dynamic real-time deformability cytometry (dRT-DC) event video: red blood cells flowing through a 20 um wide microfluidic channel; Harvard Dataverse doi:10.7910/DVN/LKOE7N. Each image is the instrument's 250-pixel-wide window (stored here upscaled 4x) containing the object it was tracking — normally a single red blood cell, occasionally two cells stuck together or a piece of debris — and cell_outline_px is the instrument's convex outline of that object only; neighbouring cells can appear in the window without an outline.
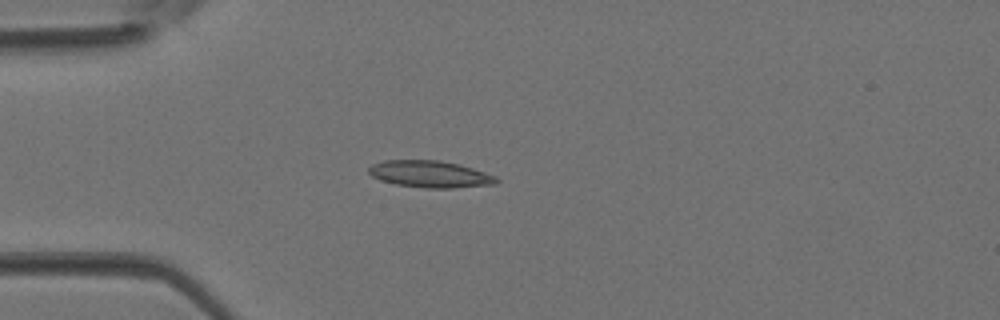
{"species": "Egyptian fruit bat (a non-hibernating species)", "species_latin": "Rousettus aegyptiacus", "temperature_condition": "room temperature", "stored_images_in_passage": 32, "camera_frame_rate_fps": 3000, "um_per_image_px": 0.085, "animal": {"sex": "female"}, "frame": {"image": 1, "passage_image": 1, "time_ms": 0.0, "image_size_px": [1000, 320], "cell_outline_px": [[500, 180], [496, 184], [452, 188], [424, 188], [396, 184], [380, 180], [372, 176], [368, 172], [368, 168], [372, 164], [384, 160], [440, 160], [460, 164], [496, 176]], "centroid_in_image_um": [36.56, 14.8], "position_along_channel_um": 48.4, "area_um2": 20.06}}
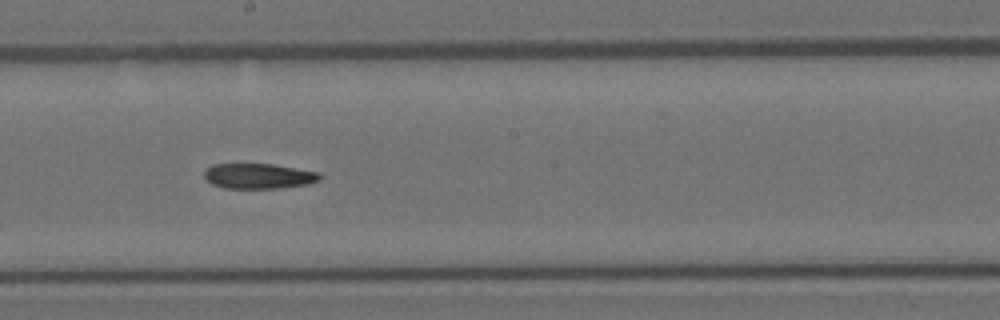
{"frame": {"image": 2, "passage_image": 13, "time_ms": 4.0, "image_size_px": [1000, 320], "cell_outline_px": [[324, 176], [320, 180], [308, 184], [276, 188], [224, 188], [212, 184], [204, 176], [204, 172], [212, 164], [272, 164], [320, 172]], "centroid_in_image_um": [22.02, 14.96], "position_along_channel_um": 226.2, "area_um2": 16.99}}
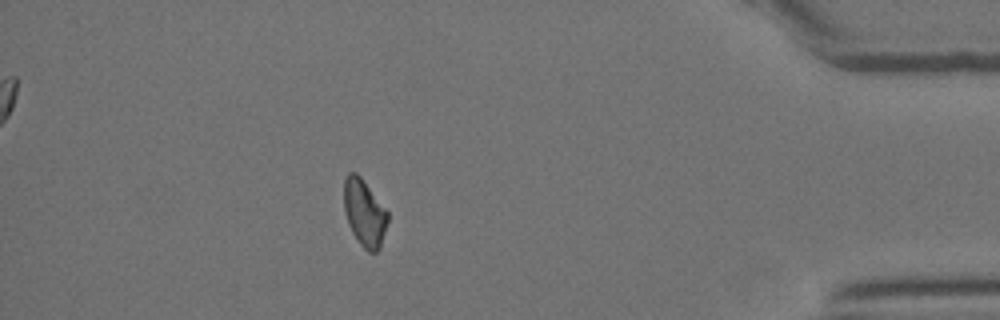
{"frame": {"image": 3, "passage_image": 27, "time_ms": 8.667, "image_size_px": [1000, 320], "cell_outline_px": [[388, 220], [380, 248], [376, 252], [368, 252], [360, 244], [352, 232], [348, 224], [344, 212], [344, 180], [348, 172], [356, 172], [360, 176], [388, 212]], "centroid_in_image_um": [30.96, 18.1], "position_along_channel_um": 404.2, "area_um2": 16.99}}